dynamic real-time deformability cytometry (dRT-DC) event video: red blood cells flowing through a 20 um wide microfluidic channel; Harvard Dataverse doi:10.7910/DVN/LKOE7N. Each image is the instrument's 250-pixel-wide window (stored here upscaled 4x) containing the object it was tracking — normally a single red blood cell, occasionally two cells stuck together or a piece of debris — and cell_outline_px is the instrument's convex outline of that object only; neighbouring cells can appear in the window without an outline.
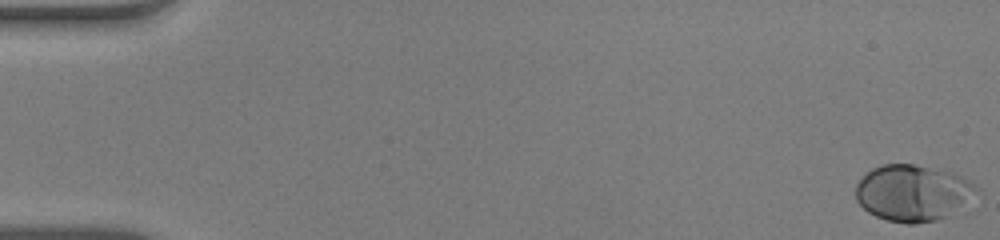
{"species": "human", "species_latin": "Homo sapiens", "temperature_condition": "warm", "stored_images_in_passage": 54, "camera_frame_rate_fps": 3000, "um_per_image_px": 0.085, "donor": {"sex": "male"}, "frame": {"image": 1, "passage_image": 1, "time_ms": 0.0, "image_size_px": [1000, 240], "cell_outline_px": [[980, 192], [968, 212], [956, 216], [916, 224], [908, 224], [888, 220], [876, 216], [868, 212], [856, 200], [856, 184], [872, 168], [880, 164], [912, 164], [952, 172], [968, 180], [980, 188]], "centroid_in_image_um": [77.75, 16.44], "position_along_channel_um": 7.2, "area_um2": 41.1}}
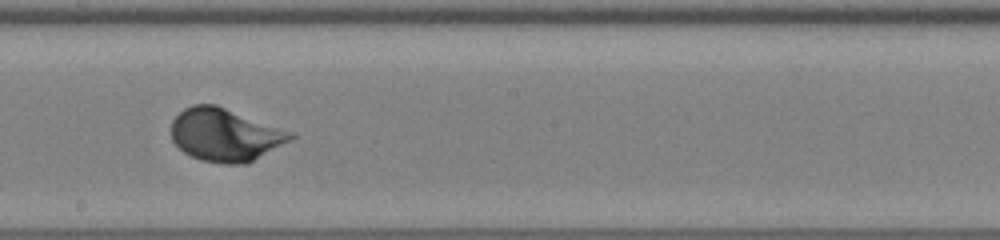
{"frame": {"image": 2, "passage_image": 31, "time_ms": 10.0, "image_size_px": [1000, 240], "cell_outline_px": [[296, 136], [248, 164], [224, 164], [200, 160], [184, 152], [172, 140], [172, 120], [184, 108], [192, 104], [216, 104], [296, 132]], "centroid_in_image_um": [19.16, 11.45], "position_along_channel_um": 229.0, "area_um2": 36.99}}
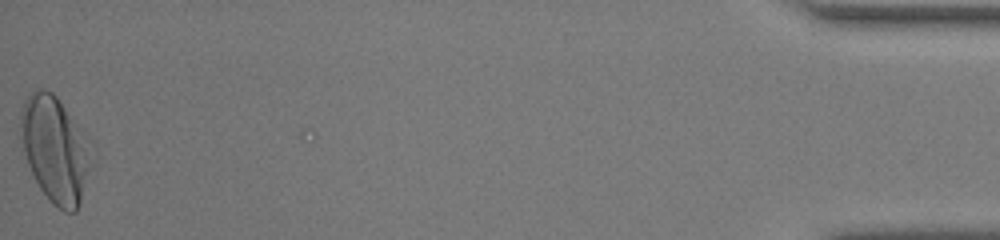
{"frame": {"image": 3, "passage_image": 54, "time_ms": 17.667, "image_size_px": [1000, 240], "cell_outline_px": [[96, 164], [80, 204], [76, 212], [64, 212], [52, 204], [40, 188], [28, 164], [24, 152], [20, 136], [20, 112], [24, 100], [32, 88], [44, 88], [52, 92], [56, 96], [80, 128], [88, 140], [96, 160]], "centroid_in_image_um": [4.74, 12.72], "position_along_channel_um": 430.5, "area_um2": 44.8}, "authors_computed_cell_mechanics": {"area_um2": 35.5181, "velocity_mm_per_s": 3.8758, "shape_relaxation_time_tau1_ms": 2.6683, "shape_relaxation_time_tau2_ms": null, "deformation_change_tau1": 0.1624, "deformation_change_tau2": null}}